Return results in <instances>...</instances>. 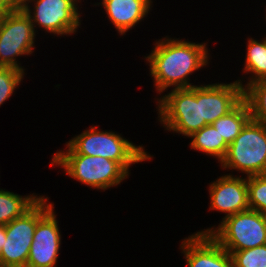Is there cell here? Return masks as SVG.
I'll use <instances>...</instances> for the list:
<instances>
[{"instance_id":"2","label":"cell","mask_w":266,"mask_h":267,"mask_svg":"<svg viewBox=\"0 0 266 267\" xmlns=\"http://www.w3.org/2000/svg\"><path fill=\"white\" fill-rule=\"evenodd\" d=\"M66 148L68 149L54 154L102 156L118 162L128 173L131 164L152 158L143 146H136L115 132L101 131L95 126L66 142Z\"/></svg>"},{"instance_id":"14","label":"cell","mask_w":266,"mask_h":267,"mask_svg":"<svg viewBox=\"0 0 266 267\" xmlns=\"http://www.w3.org/2000/svg\"><path fill=\"white\" fill-rule=\"evenodd\" d=\"M152 0H102V7L120 35L134 27L149 13Z\"/></svg>"},{"instance_id":"1","label":"cell","mask_w":266,"mask_h":267,"mask_svg":"<svg viewBox=\"0 0 266 267\" xmlns=\"http://www.w3.org/2000/svg\"><path fill=\"white\" fill-rule=\"evenodd\" d=\"M154 45L152 52L145 58L150 66L156 91L161 94L167 88H190L189 75L200 70L209 62L206 43H193L164 37Z\"/></svg>"},{"instance_id":"13","label":"cell","mask_w":266,"mask_h":267,"mask_svg":"<svg viewBox=\"0 0 266 267\" xmlns=\"http://www.w3.org/2000/svg\"><path fill=\"white\" fill-rule=\"evenodd\" d=\"M188 267H233L230 253L209 233H195L181 243Z\"/></svg>"},{"instance_id":"22","label":"cell","mask_w":266,"mask_h":267,"mask_svg":"<svg viewBox=\"0 0 266 267\" xmlns=\"http://www.w3.org/2000/svg\"><path fill=\"white\" fill-rule=\"evenodd\" d=\"M23 77L24 71L22 70L13 67H0V106L13 95Z\"/></svg>"},{"instance_id":"7","label":"cell","mask_w":266,"mask_h":267,"mask_svg":"<svg viewBox=\"0 0 266 267\" xmlns=\"http://www.w3.org/2000/svg\"><path fill=\"white\" fill-rule=\"evenodd\" d=\"M42 197L23 216L5 225L6 241L0 252L4 267H26L38 220L53 206Z\"/></svg>"},{"instance_id":"17","label":"cell","mask_w":266,"mask_h":267,"mask_svg":"<svg viewBox=\"0 0 266 267\" xmlns=\"http://www.w3.org/2000/svg\"><path fill=\"white\" fill-rule=\"evenodd\" d=\"M189 138L192 139L190 142L192 149L213 156L218 162H221L227 153L228 144L211 124L204 126Z\"/></svg>"},{"instance_id":"24","label":"cell","mask_w":266,"mask_h":267,"mask_svg":"<svg viewBox=\"0 0 266 267\" xmlns=\"http://www.w3.org/2000/svg\"><path fill=\"white\" fill-rule=\"evenodd\" d=\"M6 241V232H5V226L0 225V252L3 248L4 242Z\"/></svg>"},{"instance_id":"23","label":"cell","mask_w":266,"mask_h":267,"mask_svg":"<svg viewBox=\"0 0 266 267\" xmlns=\"http://www.w3.org/2000/svg\"><path fill=\"white\" fill-rule=\"evenodd\" d=\"M19 7V0H0V17Z\"/></svg>"},{"instance_id":"25","label":"cell","mask_w":266,"mask_h":267,"mask_svg":"<svg viewBox=\"0 0 266 267\" xmlns=\"http://www.w3.org/2000/svg\"><path fill=\"white\" fill-rule=\"evenodd\" d=\"M72 1H74L76 4H78L79 2H81L79 0H72Z\"/></svg>"},{"instance_id":"16","label":"cell","mask_w":266,"mask_h":267,"mask_svg":"<svg viewBox=\"0 0 266 267\" xmlns=\"http://www.w3.org/2000/svg\"><path fill=\"white\" fill-rule=\"evenodd\" d=\"M42 197L34 194L20 196L5 189H0V225L5 226L15 218L23 216Z\"/></svg>"},{"instance_id":"3","label":"cell","mask_w":266,"mask_h":267,"mask_svg":"<svg viewBox=\"0 0 266 267\" xmlns=\"http://www.w3.org/2000/svg\"><path fill=\"white\" fill-rule=\"evenodd\" d=\"M54 165L61 166L70 178L97 190L115 187L129 176L118 162L102 156L54 154L51 166Z\"/></svg>"},{"instance_id":"11","label":"cell","mask_w":266,"mask_h":267,"mask_svg":"<svg viewBox=\"0 0 266 267\" xmlns=\"http://www.w3.org/2000/svg\"><path fill=\"white\" fill-rule=\"evenodd\" d=\"M54 205L38 220L26 267H55L61 244Z\"/></svg>"},{"instance_id":"9","label":"cell","mask_w":266,"mask_h":267,"mask_svg":"<svg viewBox=\"0 0 266 267\" xmlns=\"http://www.w3.org/2000/svg\"><path fill=\"white\" fill-rule=\"evenodd\" d=\"M32 1L35 2L34 10L29 5ZM19 6L30 17L34 29L38 25L50 34L71 35L81 22L79 7L72 0H19Z\"/></svg>"},{"instance_id":"10","label":"cell","mask_w":266,"mask_h":267,"mask_svg":"<svg viewBox=\"0 0 266 267\" xmlns=\"http://www.w3.org/2000/svg\"><path fill=\"white\" fill-rule=\"evenodd\" d=\"M242 86L241 79L230 84L215 83L197 86L201 129L232 111L244 99Z\"/></svg>"},{"instance_id":"18","label":"cell","mask_w":266,"mask_h":267,"mask_svg":"<svg viewBox=\"0 0 266 267\" xmlns=\"http://www.w3.org/2000/svg\"><path fill=\"white\" fill-rule=\"evenodd\" d=\"M244 73H251L249 82L244 86L245 89L249 84L266 79V37L262 42L250 38L247 43V53L244 63Z\"/></svg>"},{"instance_id":"12","label":"cell","mask_w":266,"mask_h":267,"mask_svg":"<svg viewBox=\"0 0 266 267\" xmlns=\"http://www.w3.org/2000/svg\"><path fill=\"white\" fill-rule=\"evenodd\" d=\"M210 208L225 213V217L250 209L247 177L224 175L209 185Z\"/></svg>"},{"instance_id":"21","label":"cell","mask_w":266,"mask_h":267,"mask_svg":"<svg viewBox=\"0 0 266 267\" xmlns=\"http://www.w3.org/2000/svg\"><path fill=\"white\" fill-rule=\"evenodd\" d=\"M233 267H266V244L246 250L228 251Z\"/></svg>"},{"instance_id":"6","label":"cell","mask_w":266,"mask_h":267,"mask_svg":"<svg viewBox=\"0 0 266 267\" xmlns=\"http://www.w3.org/2000/svg\"><path fill=\"white\" fill-rule=\"evenodd\" d=\"M158 120L168 131L191 136L201 129L197 86L173 89L157 100Z\"/></svg>"},{"instance_id":"26","label":"cell","mask_w":266,"mask_h":267,"mask_svg":"<svg viewBox=\"0 0 266 267\" xmlns=\"http://www.w3.org/2000/svg\"><path fill=\"white\" fill-rule=\"evenodd\" d=\"M0 267H4L3 263L0 261Z\"/></svg>"},{"instance_id":"15","label":"cell","mask_w":266,"mask_h":267,"mask_svg":"<svg viewBox=\"0 0 266 267\" xmlns=\"http://www.w3.org/2000/svg\"><path fill=\"white\" fill-rule=\"evenodd\" d=\"M251 119L249 105L243 99L232 111L217 119L211 125L218 130V133L229 145L241 133L246 123Z\"/></svg>"},{"instance_id":"8","label":"cell","mask_w":266,"mask_h":267,"mask_svg":"<svg viewBox=\"0 0 266 267\" xmlns=\"http://www.w3.org/2000/svg\"><path fill=\"white\" fill-rule=\"evenodd\" d=\"M33 23L19 6L0 17V67H13L24 71L16 57L30 55L36 36Z\"/></svg>"},{"instance_id":"5","label":"cell","mask_w":266,"mask_h":267,"mask_svg":"<svg viewBox=\"0 0 266 267\" xmlns=\"http://www.w3.org/2000/svg\"><path fill=\"white\" fill-rule=\"evenodd\" d=\"M197 233H209L226 251H238L266 244V215L247 210L222 218L217 228Z\"/></svg>"},{"instance_id":"19","label":"cell","mask_w":266,"mask_h":267,"mask_svg":"<svg viewBox=\"0 0 266 267\" xmlns=\"http://www.w3.org/2000/svg\"><path fill=\"white\" fill-rule=\"evenodd\" d=\"M244 99L249 105L251 119L266 124V79L249 84L244 89Z\"/></svg>"},{"instance_id":"4","label":"cell","mask_w":266,"mask_h":267,"mask_svg":"<svg viewBox=\"0 0 266 267\" xmlns=\"http://www.w3.org/2000/svg\"><path fill=\"white\" fill-rule=\"evenodd\" d=\"M222 168L241 171L247 177L266 174V124L250 119L228 145Z\"/></svg>"},{"instance_id":"20","label":"cell","mask_w":266,"mask_h":267,"mask_svg":"<svg viewBox=\"0 0 266 267\" xmlns=\"http://www.w3.org/2000/svg\"><path fill=\"white\" fill-rule=\"evenodd\" d=\"M247 187L250 209L266 215V174L247 177Z\"/></svg>"}]
</instances>
